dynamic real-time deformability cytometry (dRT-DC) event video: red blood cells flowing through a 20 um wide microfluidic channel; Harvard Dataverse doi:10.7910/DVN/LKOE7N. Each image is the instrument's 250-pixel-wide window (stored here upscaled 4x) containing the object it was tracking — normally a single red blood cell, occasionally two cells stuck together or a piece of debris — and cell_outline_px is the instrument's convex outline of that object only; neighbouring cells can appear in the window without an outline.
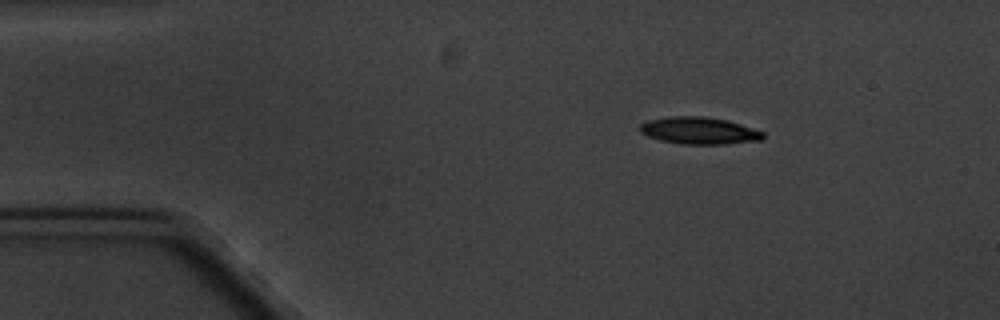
{"species": "common noctule bat (a hibernating species)", "species_latin": "Nyctalus noctula", "temperature_condition": "cold", "stored_images_in_passage": 5, "camera_frame_rate_fps": 3000, "um_per_image_px": 0.085, "animal": {"sex": "male", "body_mass_g": 20.1, "forearm_length_mm": 53.5}, "frame": {"image": 1, "passage_image": 3, "time_ms": 2.333, "image_size_px": [1000, 320], "cell_outline_px": [[764, 140], [724, 144], [680, 144], [660, 140], [648, 136], [640, 132], [640, 124], [648, 120], [668, 116], [704, 116], [728, 120], [764, 132]], "centroid_in_image_um": [59.43, 11.1], "position_along_channel_um": 25.6, "area_um2": 19.54}}